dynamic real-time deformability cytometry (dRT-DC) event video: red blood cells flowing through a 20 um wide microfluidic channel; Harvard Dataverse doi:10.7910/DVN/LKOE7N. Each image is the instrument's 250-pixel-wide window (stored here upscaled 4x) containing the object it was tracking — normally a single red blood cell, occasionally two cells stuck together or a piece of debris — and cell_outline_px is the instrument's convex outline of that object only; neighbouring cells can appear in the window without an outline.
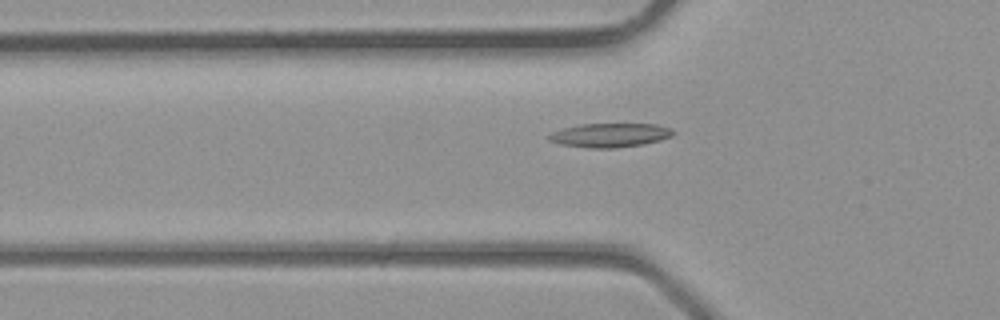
{"species": "common noctule bat (a hibernating species)", "species_latin": "Nyctalus noctula", "temperature_condition": "room temperature", "stored_images_in_passage": 39, "camera_frame_rate_fps": 3000, "um_per_image_px": 0.085, "animal": {"sex": "male", "body_mass_g": 23.1, "forearm_length_mm": 52.7}, "frame": {"image": 1, "passage_image": 13, "time_ms": 4.0, "image_size_px": [1000, 320], "cell_outline_px": [[676, 132], [672, 136], [660, 140], [644, 144], [616, 148], [588, 148], [560, 144], [548, 140], [548, 136], [552, 132], [564, 128], [580, 124], [656, 124], [672, 128]], "centroid_in_image_um": [51.88, 11.49], "position_along_channel_um": 73.9, "area_um2": 17.46}}
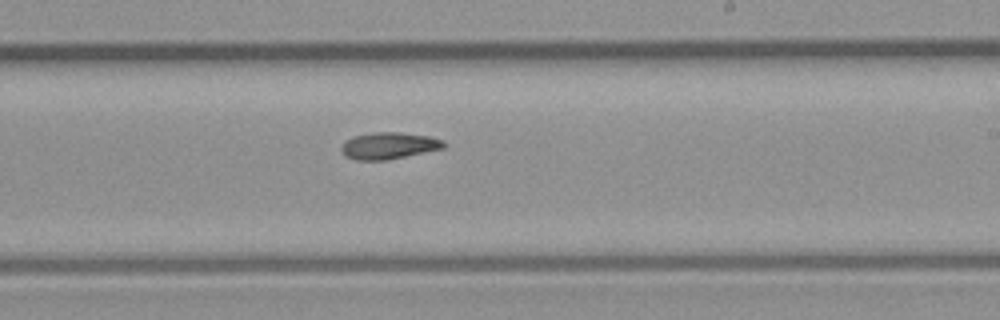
{"frame": {"image": 2, "passage_image": 23, "time_ms": 7.333, "image_size_px": [1000, 320], "cell_outline_px": [[448, 144], [444, 148], [384, 160], [356, 160], [344, 156], [340, 148], [340, 144], [344, 140], [352, 136], [372, 132], [400, 132], [432, 136], [444, 140]], "centroid_in_image_um": [33.03, 12.36], "position_along_channel_um": 256.0, "area_um2": 16.24}}
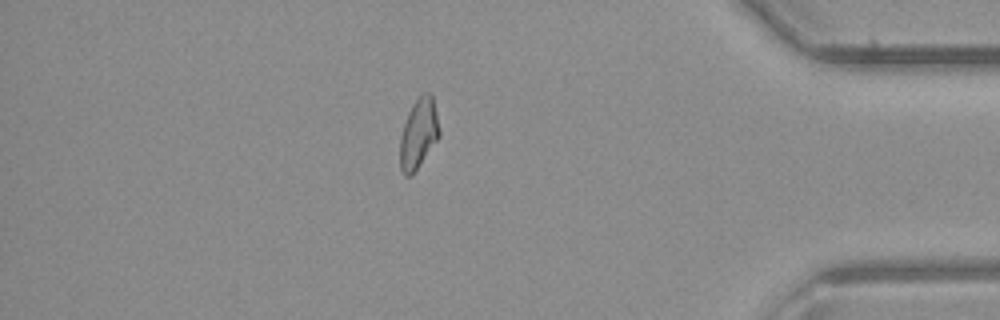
{"frame": {"image": 3, "passage_image": 33, "time_ms": 10.667, "image_size_px": [1000, 320], "cell_outline_px": [[440, 136], [412, 176], [404, 176], [400, 168], [400, 136], [408, 112], [412, 104], [424, 92], [428, 92], [432, 96], [436, 112], [440, 132]], "centroid_in_image_um": [35.57, 11.38], "position_along_channel_um": 399.6, "area_um2": 16.01}}